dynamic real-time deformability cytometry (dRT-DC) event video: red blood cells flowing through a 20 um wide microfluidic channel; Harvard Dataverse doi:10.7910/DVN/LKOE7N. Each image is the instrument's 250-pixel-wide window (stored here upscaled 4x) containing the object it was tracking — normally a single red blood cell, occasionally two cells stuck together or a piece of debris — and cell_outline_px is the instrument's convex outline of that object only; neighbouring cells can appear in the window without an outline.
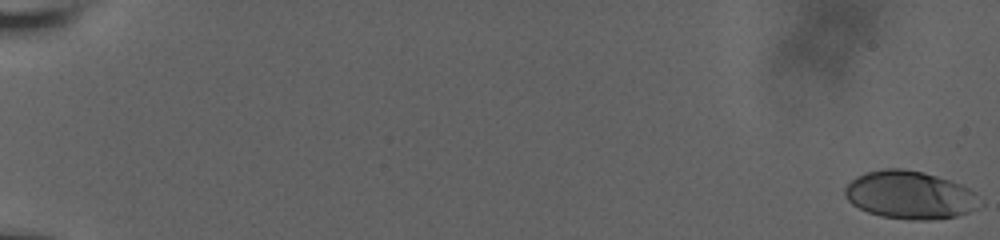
{"species": "human", "species_latin": "Homo sapiens", "temperature_condition": "room temperature", "stored_images_in_passage": 13, "camera_frame_rate_fps": 3000, "um_per_image_px": 0.085, "donor": {"sex": "male"}, "frame": {"image": 1, "passage_image": 1, "time_ms": 0.0, "image_size_px": [1000, 240], "cell_outline_px": [[984, 204], [968, 212], [956, 216], [928, 220], [912, 220], [880, 216], [868, 212], [852, 204], [844, 196], [844, 188], [856, 176], [864, 172], [884, 168], [904, 168], [924, 172], [960, 184], [976, 192]], "centroid_in_image_um": [77.34, 16.57], "position_along_channel_um": 7.7, "area_um2": 37.97}}
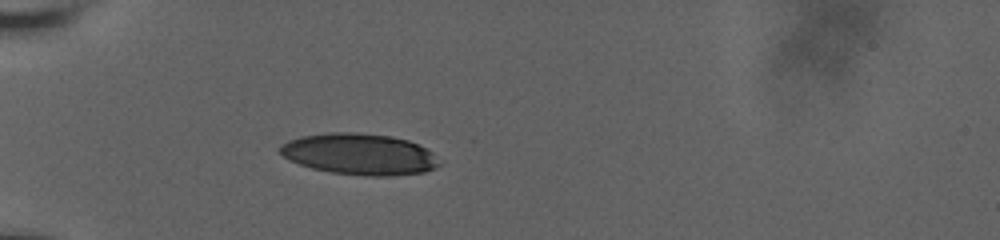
{"frame": {"image": 2, "passage_image": 13, "time_ms": 6.667, "image_size_px": [1000, 240], "cell_outline_px": [[440, 164], [436, 168], [424, 172], [388, 176], [364, 176], [332, 172], [312, 168], [300, 164], [284, 156], [280, 152], [280, 148], [288, 140], [304, 136], [328, 132], [356, 132], [388, 136], [408, 140], [432, 152]], "centroid_in_image_um": [30.57, 13.11], "position_along_channel_um": 54.4, "area_um2": 37.86}}